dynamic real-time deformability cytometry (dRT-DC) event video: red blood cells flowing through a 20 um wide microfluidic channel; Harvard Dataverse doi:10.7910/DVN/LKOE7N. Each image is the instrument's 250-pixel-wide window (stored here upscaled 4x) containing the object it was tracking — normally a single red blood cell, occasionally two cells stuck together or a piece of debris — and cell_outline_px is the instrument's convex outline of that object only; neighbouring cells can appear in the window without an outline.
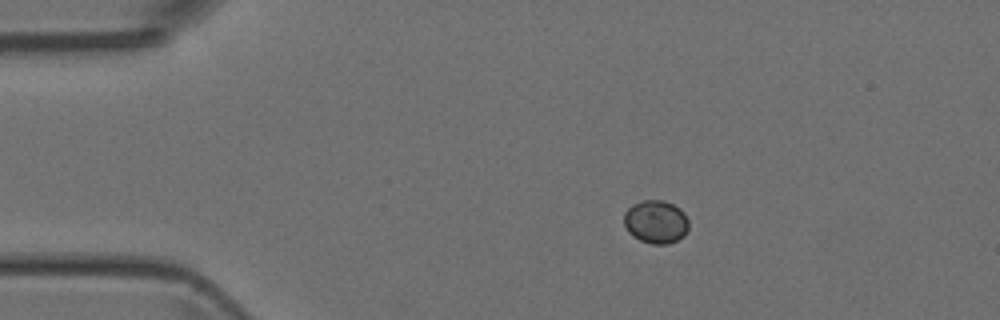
{"species": "Egyptian fruit bat (a non-hibernating species)", "species_latin": "Rousettus aegyptiacus", "temperature_condition": "room temperature", "stored_images_in_passage": 4, "camera_frame_rate_fps": 3000, "um_per_image_px": 0.085, "animal": {"sex": "female"}, "frame": {"image": 1, "passage_image": 1, "time_ms": 0.0, "image_size_px": [1000, 320], "cell_outline_px": [[688, 228], [684, 236], [668, 244], [652, 244], [640, 240], [632, 236], [628, 232], [624, 224], [624, 212], [632, 204], [644, 200], [664, 200], [680, 208], [684, 212], [688, 220]], "centroid_in_image_um": [55.74, 18.85], "position_along_channel_um": 29.3, "area_um2": 16.42}}